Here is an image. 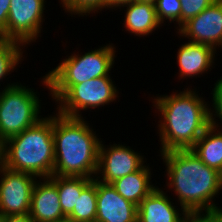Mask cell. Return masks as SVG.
Instances as JSON below:
<instances>
[{
	"label": "cell",
	"mask_w": 222,
	"mask_h": 222,
	"mask_svg": "<svg viewBox=\"0 0 222 222\" xmlns=\"http://www.w3.org/2000/svg\"><path fill=\"white\" fill-rule=\"evenodd\" d=\"M0 222H33L29 215H7L1 216Z\"/></svg>",
	"instance_id": "cell-28"
},
{
	"label": "cell",
	"mask_w": 222,
	"mask_h": 222,
	"mask_svg": "<svg viewBox=\"0 0 222 222\" xmlns=\"http://www.w3.org/2000/svg\"><path fill=\"white\" fill-rule=\"evenodd\" d=\"M36 181V176L10 170L0 163V217L29 215Z\"/></svg>",
	"instance_id": "cell-9"
},
{
	"label": "cell",
	"mask_w": 222,
	"mask_h": 222,
	"mask_svg": "<svg viewBox=\"0 0 222 222\" xmlns=\"http://www.w3.org/2000/svg\"><path fill=\"white\" fill-rule=\"evenodd\" d=\"M212 107L209 104V126L222 129V81L218 79L211 91ZM218 118V119H216ZM220 121V122H218Z\"/></svg>",
	"instance_id": "cell-24"
},
{
	"label": "cell",
	"mask_w": 222,
	"mask_h": 222,
	"mask_svg": "<svg viewBox=\"0 0 222 222\" xmlns=\"http://www.w3.org/2000/svg\"><path fill=\"white\" fill-rule=\"evenodd\" d=\"M134 0H107V10H112V9H116L117 7H119L122 4L131 2Z\"/></svg>",
	"instance_id": "cell-29"
},
{
	"label": "cell",
	"mask_w": 222,
	"mask_h": 222,
	"mask_svg": "<svg viewBox=\"0 0 222 222\" xmlns=\"http://www.w3.org/2000/svg\"><path fill=\"white\" fill-rule=\"evenodd\" d=\"M59 5L62 4L63 10L65 13H69L67 15H70L71 17H75L77 15L78 17L82 16H89L93 13H100L102 9L107 10V0H59Z\"/></svg>",
	"instance_id": "cell-22"
},
{
	"label": "cell",
	"mask_w": 222,
	"mask_h": 222,
	"mask_svg": "<svg viewBox=\"0 0 222 222\" xmlns=\"http://www.w3.org/2000/svg\"><path fill=\"white\" fill-rule=\"evenodd\" d=\"M97 192L96 179L82 190L73 211L67 216L71 222H96Z\"/></svg>",
	"instance_id": "cell-20"
},
{
	"label": "cell",
	"mask_w": 222,
	"mask_h": 222,
	"mask_svg": "<svg viewBox=\"0 0 222 222\" xmlns=\"http://www.w3.org/2000/svg\"><path fill=\"white\" fill-rule=\"evenodd\" d=\"M85 118L54 113L53 175L95 178L101 138Z\"/></svg>",
	"instance_id": "cell-3"
},
{
	"label": "cell",
	"mask_w": 222,
	"mask_h": 222,
	"mask_svg": "<svg viewBox=\"0 0 222 222\" xmlns=\"http://www.w3.org/2000/svg\"><path fill=\"white\" fill-rule=\"evenodd\" d=\"M53 222H71L67 217Z\"/></svg>",
	"instance_id": "cell-31"
},
{
	"label": "cell",
	"mask_w": 222,
	"mask_h": 222,
	"mask_svg": "<svg viewBox=\"0 0 222 222\" xmlns=\"http://www.w3.org/2000/svg\"><path fill=\"white\" fill-rule=\"evenodd\" d=\"M121 8L125 11L123 27L131 35L134 34L140 38L148 37L162 27L156 16L155 5L134 0L117 7L119 11L122 10Z\"/></svg>",
	"instance_id": "cell-16"
},
{
	"label": "cell",
	"mask_w": 222,
	"mask_h": 222,
	"mask_svg": "<svg viewBox=\"0 0 222 222\" xmlns=\"http://www.w3.org/2000/svg\"><path fill=\"white\" fill-rule=\"evenodd\" d=\"M25 46L19 42L1 39L0 40V81H3V78L14 72L17 67H20L18 64L24 61L23 53L25 52ZM17 66V67H16Z\"/></svg>",
	"instance_id": "cell-21"
},
{
	"label": "cell",
	"mask_w": 222,
	"mask_h": 222,
	"mask_svg": "<svg viewBox=\"0 0 222 222\" xmlns=\"http://www.w3.org/2000/svg\"><path fill=\"white\" fill-rule=\"evenodd\" d=\"M46 0H11L6 39L27 46L41 37Z\"/></svg>",
	"instance_id": "cell-8"
},
{
	"label": "cell",
	"mask_w": 222,
	"mask_h": 222,
	"mask_svg": "<svg viewBox=\"0 0 222 222\" xmlns=\"http://www.w3.org/2000/svg\"><path fill=\"white\" fill-rule=\"evenodd\" d=\"M112 80L108 75L75 85H49V96L55 105L58 104L54 112L66 117L83 118L81 110L99 109L117 102L119 88Z\"/></svg>",
	"instance_id": "cell-5"
},
{
	"label": "cell",
	"mask_w": 222,
	"mask_h": 222,
	"mask_svg": "<svg viewBox=\"0 0 222 222\" xmlns=\"http://www.w3.org/2000/svg\"><path fill=\"white\" fill-rule=\"evenodd\" d=\"M55 162L53 114L0 145V163L6 168L39 178L53 176Z\"/></svg>",
	"instance_id": "cell-4"
},
{
	"label": "cell",
	"mask_w": 222,
	"mask_h": 222,
	"mask_svg": "<svg viewBox=\"0 0 222 222\" xmlns=\"http://www.w3.org/2000/svg\"><path fill=\"white\" fill-rule=\"evenodd\" d=\"M11 0H0V34L6 39V25L9 14Z\"/></svg>",
	"instance_id": "cell-27"
},
{
	"label": "cell",
	"mask_w": 222,
	"mask_h": 222,
	"mask_svg": "<svg viewBox=\"0 0 222 222\" xmlns=\"http://www.w3.org/2000/svg\"><path fill=\"white\" fill-rule=\"evenodd\" d=\"M49 178L57 185L61 209L66 217L73 211L82 190L93 180L88 177L58 175Z\"/></svg>",
	"instance_id": "cell-19"
},
{
	"label": "cell",
	"mask_w": 222,
	"mask_h": 222,
	"mask_svg": "<svg viewBox=\"0 0 222 222\" xmlns=\"http://www.w3.org/2000/svg\"><path fill=\"white\" fill-rule=\"evenodd\" d=\"M167 192L157 186L145 197L138 206L137 222H186L189 213L174 205Z\"/></svg>",
	"instance_id": "cell-13"
},
{
	"label": "cell",
	"mask_w": 222,
	"mask_h": 222,
	"mask_svg": "<svg viewBox=\"0 0 222 222\" xmlns=\"http://www.w3.org/2000/svg\"><path fill=\"white\" fill-rule=\"evenodd\" d=\"M40 95L21 83H7L0 91V145L43 118Z\"/></svg>",
	"instance_id": "cell-7"
},
{
	"label": "cell",
	"mask_w": 222,
	"mask_h": 222,
	"mask_svg": "<svg viewBox=\"0 0 222 222\" xmlns=\"http://www.w3.org/2000/svg\"><path fill=\"white\" fill-rule=\"evenodd\" d=\"M177 35L190 42L211 46L216 51L222 47V0H216L196 17L190 18Z\"/></svg>",
	"instance_id": "cell-11"
},
{
	"label": "cell",
	"mask_w": 222,
	"mask_h": 222,
	"mask_svg": "<svg viewBox=\"0 0 222 222\" xmlns=\"http://www.w3.org/2000/svg\"><path fill=\"white\" fill-rule=\"evenodd\" d=\"M217 51L211 46L188 41L181 44L177 52L178 79L204 76L214 68ZM212 67V68H211ZM210 69V70H209Z\"/></svg>",
	"instance_id": "cell-14"
},
{
	"label": "cell",
	"mask_w": 222,
	"mask_h": 222,
	"mask_svg": "<svg viewBox=\"0 0 222 222\" xmlns=\"http://www.w3.org/2000/svg\"><path fill=\"white\" fill-rule=\"evenodd\" d=\"M156 16L160 24L165 25L167 22L174 23L177 26L175 29L181 27V2L180 0H157L155 2ZM176 23H175V22Z\"/></svg>",
	"instance_id": "cell-23"
},
{
	"label": "cell",
	"mask_w": 222,
	"mask_h": 222,
	"mask_svg": "<svg viewBox=\"0 0 222 222\" xmlns=\"http://www.w3.org/2000/svg\"><path fill=\"white\" fill-rule=\"evenodd\" d=\"M96 222H137L138 206L123 198L111 184L96 180Z\"/></svg>",
	"instance_id": "cell-12"
},
{
	"label": "cell",
	"mask_w": 222,
	"mask_h": 222,
	"mask_svg": "<svg viewBox=\"0 0 222 222\" xmlns=\"http://www.w3.org/2000/svg\"><path fill=\"white\" fill-rule=\"evenodd\" d=\"M216 0H180L181 26L190 18L196 17L200 12L209 7Z\"/></svg>",
	"instance_id": "cell-25"
},
{
	"label": "cell",
	"mask_w": 222,
	"mask_h": 222,
	"mask_svg": "<svg viewBox=\"0 0 222 222\" xmlns=\"http://www.w3.org/2000/svg\"><path fill=\"white\" fill-rule=\"evenodd\" d=\"M191 87L152 98V106L159 115L160 153L191 149L209 127V104L197 88Z\"/></svg>",
	"instance_id": "cell-2"
},
{
	"label": "cell",
	"mask_w": 222,
	"mask_h": 222,
	"mask_svg": "<svg viewBox=\"0 0 222 222\" xmlns=\"http://www.w3.org/2000/svg\"><path fill=\"white\" fill-rule=\"evenodd\" d=\"M159 156L166 168V187L177 196L176 205L188 213L222 210L215 203L222 190L219 171L208 167L191 149L161 152Z\"/></svg>",
	"instance_id": "cell-1"
},
{
	"label": "cell",
	"mask_w": 222,
	"mask_h": 222,
	"mask_svg": "<svg viewBox=\"0 0 222 222\" xmlns=\"http://www.w3.org/2000/svg\"><path fill=\"white\" fill-rule=\"evenodd\" d=\"M116 47L109 43L88 52H73L47 74L42 76V85H75L98 77L108 76L115 64Z\"/></svg>",
	"instance_id": "cell-6"
},
{
	"label": "cell",
	"mask_w": 222,
	"mask_h": 222,
	"mask_svg": "<svg viewBox=\"0 0 222 222\" xmlns=\"http://www.w3.org/2000/svg\"><path fill=\"white\" fill-rule=\"evenodd\" d=\"M191 151L208 167L222 174V129L209 126Z\"/></svg>",
	"instance_id": "cell-18"
},
{
	"label": "cell",
	"mask_w": 222,
	"mask_h": 222,
	"mask_svg": "<svg viewBox=\"0 0 222 222\" xmlns=\"http://www.w3.org/2000/svg\"><path fill=\"white\" fill-rule=\"evenodd\" d=\"M186 222H222V210L189 213Z\"/></svg>",
	"instance_id": "cell-26"
},
{
	"label": "cell",
	"mask_w": 222,
	"mask_h": 222,
	"mask_svg": "<svg viewBox=\"0 0 222 222\" xmlns=\"http://www.w3.org/2000/svg\"><path fill=\"white\" fill-rule=\"evenodd\" d=\"M138 1H140V2H142V3H149V4H152V5H155V2H156L157 0H138Z\"/></svg>",
	"instance_id": "cell-30"
},
{
	"label": "cell",
	"mask_w": 222,
	"mask_h": 222,
	"mask_svg": "<svg viewBox=\"0 0 222 222\" xmlns=\"http://www.w3.org/2000/svg\"><path fill=\"white\" fill-rule=\"evenodd\" d=\"M151 175L149 163H146L140 170L116 179L111 185L123 198L139 206L141 201L157 187L152 184Z\"/></svg>",
	"instance_id": "cell-17"
},
{
	"label": "cell",
	"mask_w": 222,
	"mask_h": 222,
	"mask_svg": "<svg viewBox=\"0 0 222 222\" xmlns=\"http://www.w3.org/2000/svg\"><path fill=\"white\" fill-rule=\"evenodd\" d=\"M29 217L33 222H53L66 218L61 209L57 185L50 178L37 179Z\"/></svg>",
	"instance_id": "cell-15"
},
{
	"label": "cell",
	"mask_w": 222,
	"mask_h": 222,
	"mask_svg": "<svg viewBox=\"0 0 222 222\" xmlns=\"http://www.w3.org/2000/svg\"><path fill=\"white\" fill-rule=\"evenodd\" d=\"M113 143L104 145L101 140L99 146L98 169L95 179L111 184L116 179L140 170L147 161L144 155L126 146L127 144ZM99 175V176H98Z\"/></svg>",
	"instance_id": "cell-10"
}]
</instances>
